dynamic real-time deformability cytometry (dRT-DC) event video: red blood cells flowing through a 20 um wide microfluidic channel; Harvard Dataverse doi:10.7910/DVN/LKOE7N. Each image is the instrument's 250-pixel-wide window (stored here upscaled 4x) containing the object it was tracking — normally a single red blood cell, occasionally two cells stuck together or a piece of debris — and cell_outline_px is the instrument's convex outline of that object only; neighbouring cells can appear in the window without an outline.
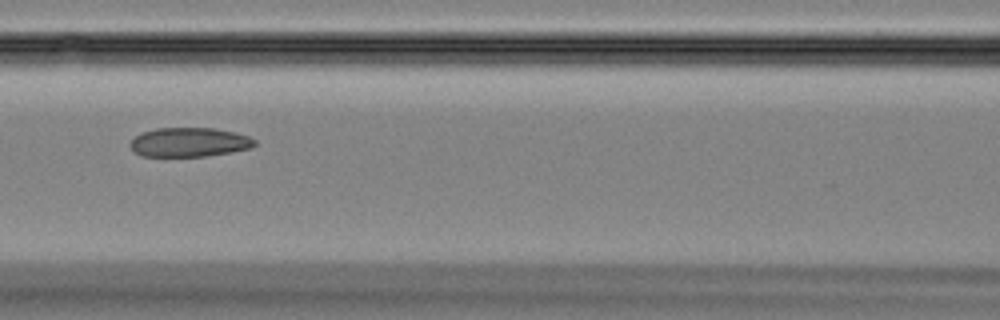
{"species": "Egyptian fruit bat (a non-hibernating species)", "species_latin": "Rousettus aegyptiacus", "temperature_condition": "room temperature", "stored_images_in_passage": 47, "camera_frame_rate_fps": 3000, "um_per_image_px": 0.085, "animal": {"sex": "female"}, "frame": {"image": 1, "passage_image": 21, "time_ms": 6.667, "image_size_px": [1000, 320], "cell_outline_px": [[256, 144], [252, 148], [232, 152], [208, 156], [140, 156], [128, 144], [140, 132], [156, 128], [212, 128], [232, 132], [248, 136], [256, 140]], "centroid_in_image_um": [16.09, 12.09], "position_along_channel_um": 150.5, "area_um2": 21.21}}
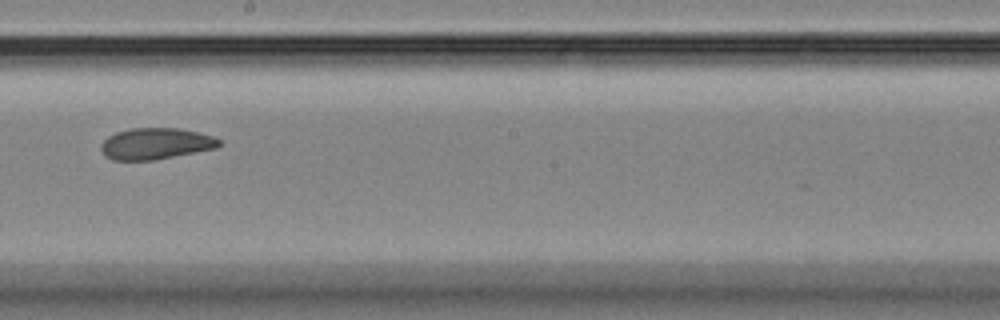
{"frame": {"image": 2, "passage_image": 27, "time_ms": 8.667, "image_size_px": [1000, 320], "cell_outline_px": [[220, 144], [216, 148], [156, 160], [112, 160], [104, 156], [100, 148], [100, 144], [108, 136], [116, 132], [132, 128], [180, 128], [212, 136], [220, 140]], "centroid_in_image_um": [13.19, 12.22], "position_along_channel_um": 235.0, "area_um2": 21.62}}
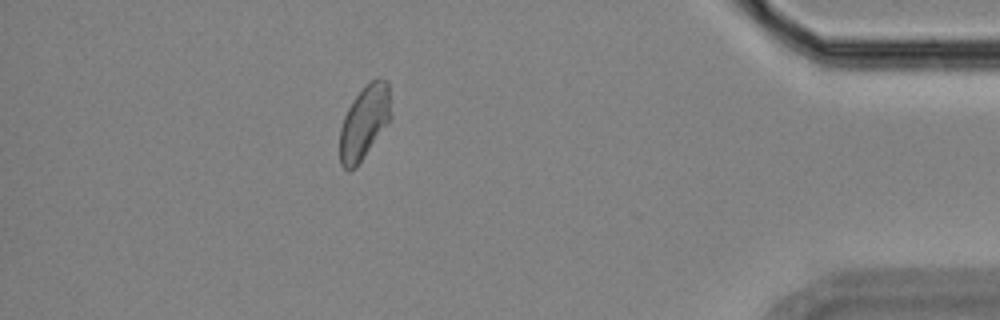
{"frame": {"image": 3, "passage_image": 42, "time_ms": 13.667, "image_size_px": [1000, 320], "cell_outline_px": [[392, 116], [388, 124], [356, 168], [348, 172], [340, 164], [340, 128], [344, 116], [352, 100], [372, 80], [388, 80]], "centroid_in_image_um": [30.97, 10.44], "position_along_channel_um": 404.2, "area_um2": 21.91}}